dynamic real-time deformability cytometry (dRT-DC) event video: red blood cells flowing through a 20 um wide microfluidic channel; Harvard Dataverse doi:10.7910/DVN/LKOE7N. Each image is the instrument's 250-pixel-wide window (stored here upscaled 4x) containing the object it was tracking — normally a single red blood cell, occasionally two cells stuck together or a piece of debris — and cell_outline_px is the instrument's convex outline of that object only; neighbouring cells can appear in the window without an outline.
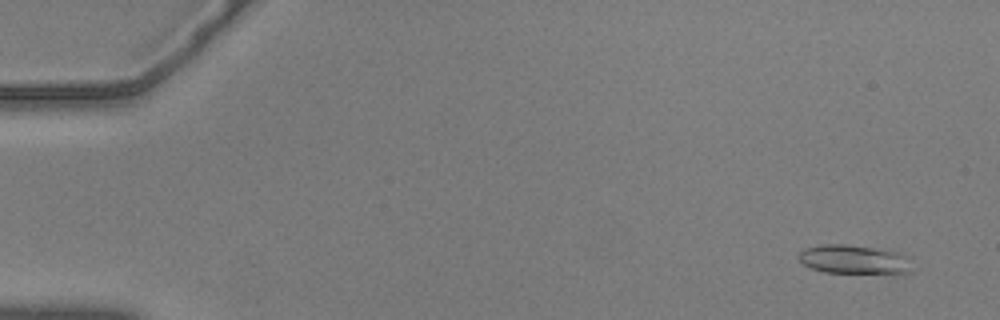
{"species": "common noctule bat (a hibernating species)", "species_latin": "Nyctalus noctula", "temperature_condition": "warm", "stored_images_in_passage": 54, "camera_frame_rate_fps": 3000, "um_per_image_px": 0.085, "animal": {"sex": "male", "body_mass_g": 20.5, "forearm_length_mm": 52.5}, "frame": {"image": 1, "passage_image": 1, "time_ms": 0.0, "image_size_px": [1000, 320], "cell_outline_px": [[908, 272], [824, 272], [812, 268], [804, 264], [800, 260], [800, 252], [804, 248], [824, 244], [844, 244], [900, 252], [904, 256]], "centroid_in_image_um": [72.45, 22.02], "position_along_channel_um": 12.5, "area_um2": 18.09}}
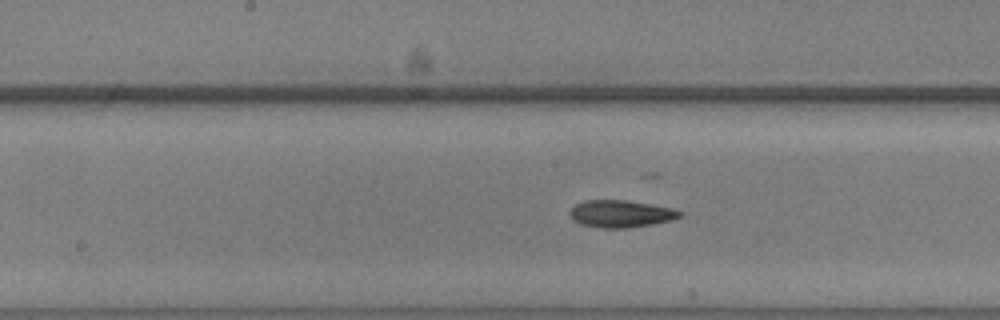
{"frame": {"image": 2, "passage_image": 27, "time_ms": 8.667, "image_size_px": [1000, 320], "cell_outline_px": [[684, 212], [680, 216], [672, 220], [652, 224], [624, 228], [600, 228], [580, 224], [572, 220], [568, 212], [576, 204], [584, 200], [628, 200], [672, 208]], "centroid_in_image_um": [52.74, 18.17], "position_along_channel_um": 195.5, "area_um2": 17.51}}
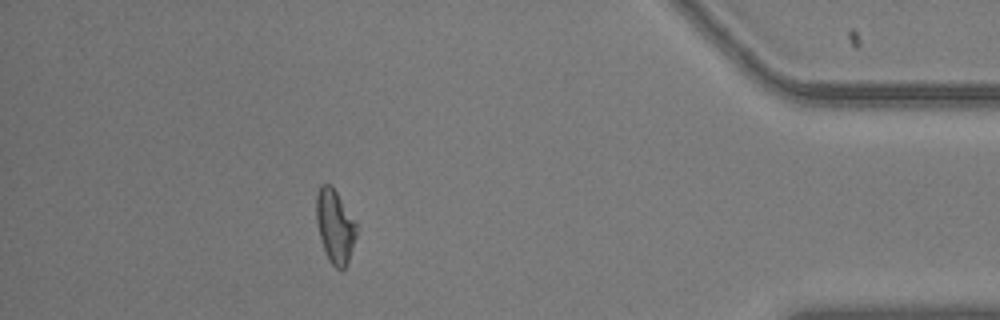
{"frame": {"image": 3, "passage_image": 48, "time_ms": 15.667, "image_size_px": [1000, 320], "cell_outline_px": [[356, 236], [348, 264], [340, 272], [328, 260], [320, 236], [316, 220], [316, 196], [320, 188], [324, 184], [332, 184], [356, 224]], "centroid_in_image_um": [28.47, 19.26], "position_along_channel_um": 406.7, "area_um2": 16.99}, "authors_computed_cell_mechanics": {"area_um2": 17.3978, "velocity_mm_per_s": 3.6402, "shape_relaxation_time_tau1_ms": 6.3082, "shape_relaxation_time_tau2_ms": 7.3747, "deformation_change_tau1": 0.1858, "deformation_change_tau2": 0.1478}}